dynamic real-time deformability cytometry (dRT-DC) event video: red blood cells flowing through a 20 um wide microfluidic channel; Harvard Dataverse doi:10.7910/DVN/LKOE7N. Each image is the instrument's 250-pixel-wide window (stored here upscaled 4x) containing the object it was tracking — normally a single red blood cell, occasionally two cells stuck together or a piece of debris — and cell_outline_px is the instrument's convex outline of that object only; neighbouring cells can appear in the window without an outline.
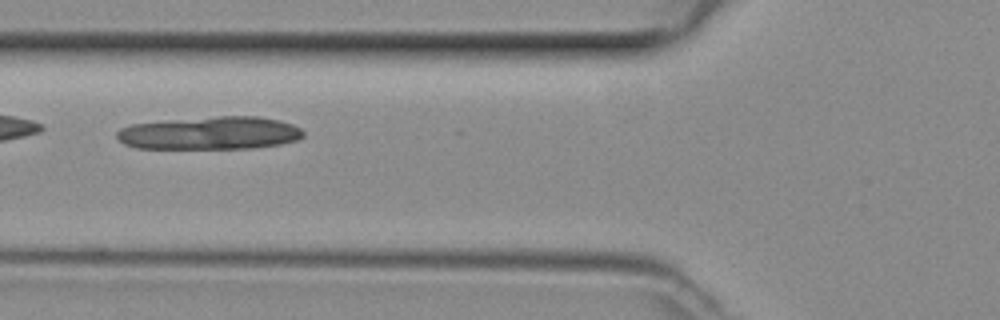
{"species": "common noctule bat (a hibernating species)", "species_latin": "Nyctalus noctula", "temperature_condition": "room temperature", "stored_images_in_passage": 32, "camera_frame_rate_fps": 3000, "um_per_image_px": 0.085, "animal": {"sex": "female", "body_mass_g": 29.2, "forearm_length_mm": 56.3}, "frame": {"image": 1, "passage_image": 5, "time_ms": 1.333, "image_size_px": [1000, 320], "cell_outline_px": [[304, 136], [296, 140], [280, 144], [252, 148], [136, 148], [124, 144], [116, 136], [116, 132], [120, 128], [132, 124], [172, 120], [220, 116], [256, 116], [280, 120], [292, 124], [300, 128], [304, 132]], "centroid_in_image_um": [17.87, 11.31], "position_along_channel_um": 107.9, "area_um2": 35.6}}